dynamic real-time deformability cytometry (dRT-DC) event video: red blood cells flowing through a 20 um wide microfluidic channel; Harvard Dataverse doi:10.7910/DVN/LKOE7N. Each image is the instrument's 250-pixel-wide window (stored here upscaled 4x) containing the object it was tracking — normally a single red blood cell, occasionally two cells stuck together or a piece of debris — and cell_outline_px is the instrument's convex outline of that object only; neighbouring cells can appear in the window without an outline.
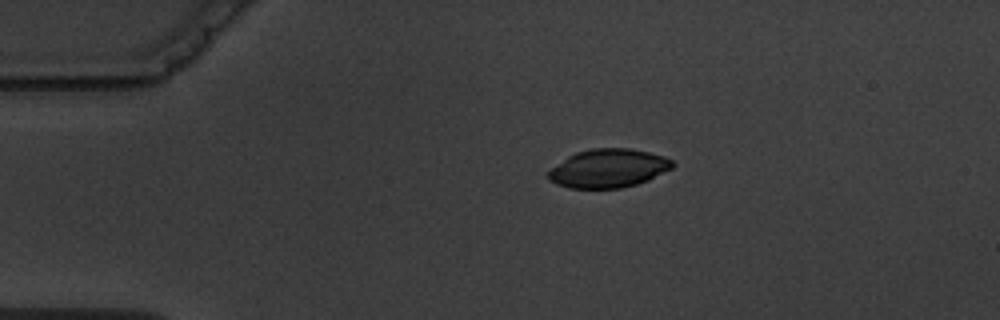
{"species": "common noctule bat (a hibernating species)", "species_latin": "Nyctalus noctula", "temperature_condition": "warm", "stored_images_in_passage": 3, "camera_frame_rate_fps": 3000, "um_per_image_px": 0.085, "animal": {"sex": "male", "body_mass_g": 19.5, "forearm_length_mm": 54.6}, "frame": {"image": 1, "passage_image": 1, "time_ms": 0.0, "image_size_px": [1000, 320], "cell_outline_px": [[676, 164], [672, 168], [648, 180], [636, 184], [620, 188], [568, 188], [556, 184], [548, 180], [548, 172], [552, 168], [568, 156], [576, 152], [592, 148], [628, 148], [648, 152], [664, 156], [672, 160]], "centroid_in_image_um": [51.71, 14.31], "position_along_channel_um": 33.3, "area_um2": 27.86}}